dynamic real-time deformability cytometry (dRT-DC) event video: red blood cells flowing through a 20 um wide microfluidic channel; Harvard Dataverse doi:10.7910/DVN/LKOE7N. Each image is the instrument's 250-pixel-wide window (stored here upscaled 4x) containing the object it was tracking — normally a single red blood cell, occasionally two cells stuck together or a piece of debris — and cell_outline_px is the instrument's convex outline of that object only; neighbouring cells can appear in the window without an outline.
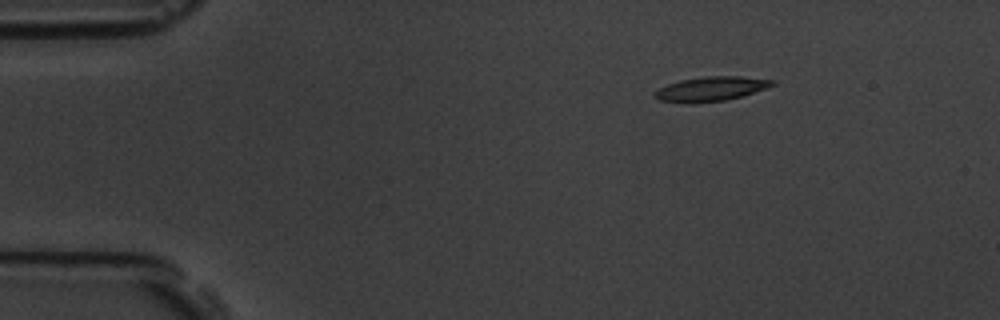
{"species": "common noctule bat (a hibernating species)", "species_latin": "Nyctalus noctula", "temperature_condition": "room temperature", "stored_images_in_passage": 2, "camera_frame_rate_fps": 3000, "um_per_image_px": 0.085, "animal": {"sex": "male", "body_mass_g": 19.5, "forearm_length_mm": 54.6}, "frame": {"image": 1, "passage_image": 2, "time_ms": 1.0, "image_size_px": [1000, 320], "cell_outline_px": [[776, 84], [740, 96], [724, 100], [696, 104], [680, 104], [660, 100], [652, 96], [652, 92], [668, 84], [680, 80], [704, 76], [740, 76], [776, 80]], "centroid_in_image_um": [60.35, 7.57], "position_along_channel_um": 24.7, "area_um2": 16.94}}